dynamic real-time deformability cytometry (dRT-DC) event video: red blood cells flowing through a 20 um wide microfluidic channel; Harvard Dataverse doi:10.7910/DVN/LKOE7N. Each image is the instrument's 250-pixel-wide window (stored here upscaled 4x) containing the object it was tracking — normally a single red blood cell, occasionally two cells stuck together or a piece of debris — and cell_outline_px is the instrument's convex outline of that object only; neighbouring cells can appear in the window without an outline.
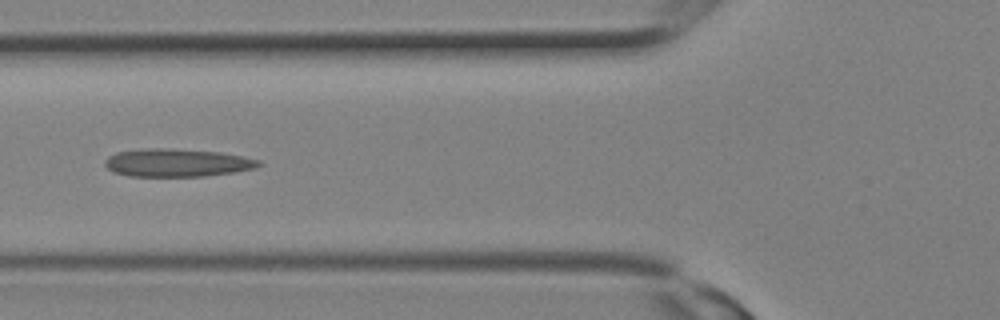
{"species": "Egyptian fruit bat (a non-hibernating species)", "species_latin": "Rousettus aegyptiacus", "temperature_condition": "room temperature", "stored_images_in_passage": 9, "camera_frame_rate_fps": 3000, "um_per_image_px": 0.085, "animal": {"sex": "female"}, "frame": {"image": 1, "passage_image": 6, "time_ms": 1.667, "image_size_px": [1000, 320], "cell_outline_px": [[264, 164], [256, 168], [232, 172], [204, 176], [128, 176], [112, 172], [104, 164], [104, 160], [108, 156], [116, 152], [148, 148], [168, 148], [220, 152], [260, 160]], "centroid_in_image_um": [15.03, 13.83], "position_along_channel_um": 110.8, "area_um2": 25.09}}
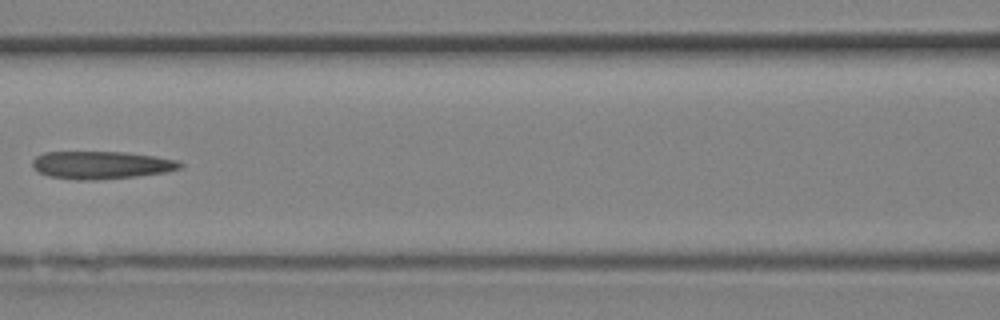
{"frame": {"image": 2, "passage_image": 8, "time_ms": 2.333, "image_size_px": [1000, 320], "cell_outline_px": [[184, 168], [168, 172], [136, 176], [92, 180], [76, 180], [48, 176], [40, 172], [32, 164], [32, 160], [36, 156], [44, 152], [124, 152], [156, 156], [176, 160], [184, 164]], "centroid_in_image_um": [8.66, 14.02], "position_along_channel_um": 157.9, "area_um2": 23.93}}